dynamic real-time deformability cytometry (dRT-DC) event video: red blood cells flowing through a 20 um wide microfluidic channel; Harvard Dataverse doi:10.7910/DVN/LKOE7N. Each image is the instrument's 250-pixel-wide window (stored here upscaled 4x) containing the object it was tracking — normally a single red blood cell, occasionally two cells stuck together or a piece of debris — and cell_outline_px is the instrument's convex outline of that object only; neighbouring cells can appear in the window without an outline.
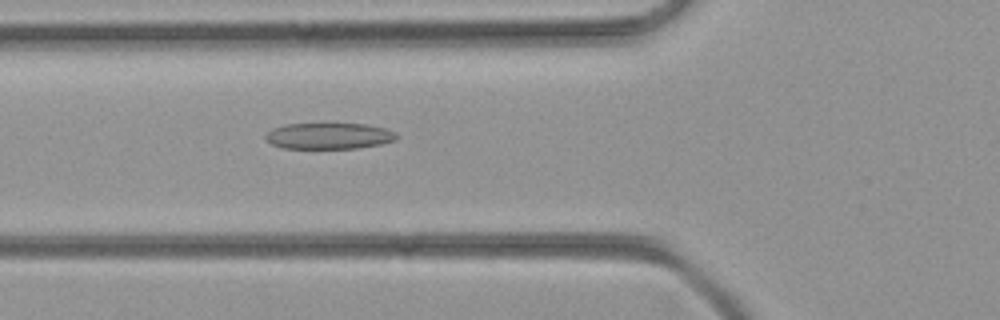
{"species": "common noctule bat (a hibernating species)", "species_latin": "Nyctalus noctula", "temperature_condition": "room temperature", "stored_images_in_passage": 48, "camera_frame_rate_fps": 3000, "um_per_image_px": 0.085, "animal": {"sex": "female", "body_mass_g": 21.9}, "frame": {"image": 1, "passage_image": 19, "time_ms": 6.0, "image_size_px": [1000, 320], "cell_outline_px": [[396, 140], [380, 144], [356, 148], [284, 148], [272, 144], [264, 140], [264, 136], [272, 128], [288, 124], [364, 124], [384, 128], [396, 132]], "centroid_in_image_um": [27.93, 11.56], "position_along_channel_um": 97.9, "area_um2": 19.83}}
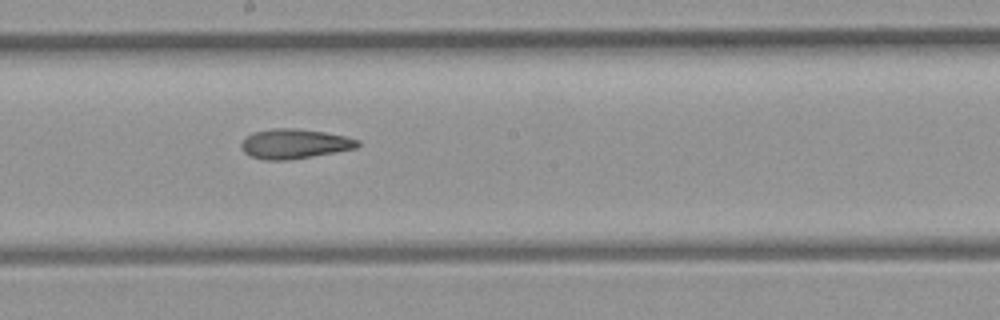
{"frame": {"image": 2, "passage_image": 28, "time_ms": 9.0, "image_size_px": [1000, 320], "cell_outline_px": [[360, 144], [356, 148], [336, 152], [288, 160], [264, 160], [252, 156], [244, 152], [240, 148], [240, 144], [252, 132], [272, 128], [296, 128], [324, 132], [344, 136], [360, 140]], "centroid_in_image_um": [25.02, 12.22], "position_along_channel_um": 223.2, "area_um2": 20.11}}
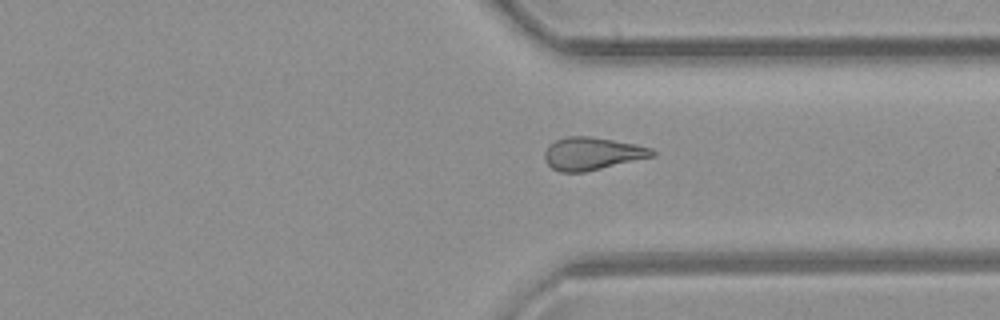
{"frame": {"image": 3, "passage_image": 38, "time_ms": 12.333, "image_size_px": [1000, 320], "cell_outline_px": [[656, 156], [584, 172], [560, 172], [552, 168], [544, 160], [544, 152], [548, 144], [564, 136], [592, 136], [636, 144], [652, 148], [656, 152]], "centroid_in_image_um": [50.33, 13.05], "position_along_channel_um": 361.1, "area_um2": 20.75}}